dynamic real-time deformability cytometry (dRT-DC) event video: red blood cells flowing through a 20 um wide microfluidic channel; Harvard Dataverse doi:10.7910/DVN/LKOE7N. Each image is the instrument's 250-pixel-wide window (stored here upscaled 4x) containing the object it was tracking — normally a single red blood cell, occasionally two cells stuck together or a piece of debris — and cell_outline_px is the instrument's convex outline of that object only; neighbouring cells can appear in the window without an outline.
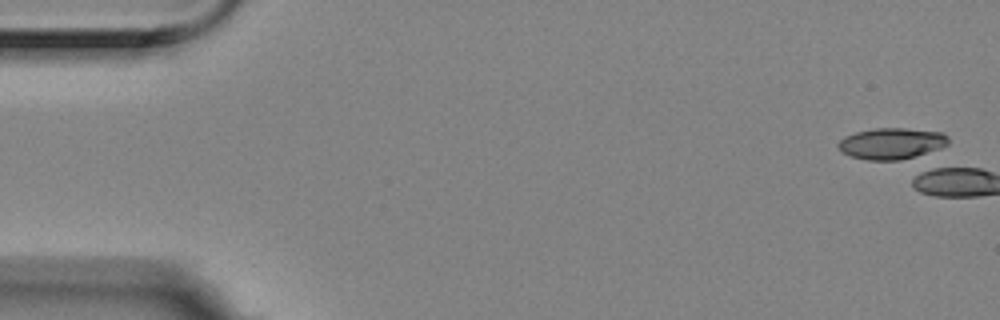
{"species": "Egyptian fruit bat (a non-hibernating species)", "species_latin": "Rousettus aegyptiacus", "temperature_condition": "room temperature", "stored_images_in_passage": 5, "camera_frame_rate_fps": 3000, "um_per_image_px": 0.085, "animal": {"sex": "female"}, "frame": {"image": 1, "passage_image": 1, "time_ms": 0.0, "image_size_px": [1000, 320], "cell_outline_px": [[948, 144], [932, 152], [900, 160], [868, 160], [852, 156], [840, 152], [836, 144], [844, 136], [856, 132], [872, 128], [904, 128], [944, 132], [948, 136]], "centroid_in_image_um": [75.78, 12.19], "position_along_channel_um": 9.2, "area_um2": 20.29}}